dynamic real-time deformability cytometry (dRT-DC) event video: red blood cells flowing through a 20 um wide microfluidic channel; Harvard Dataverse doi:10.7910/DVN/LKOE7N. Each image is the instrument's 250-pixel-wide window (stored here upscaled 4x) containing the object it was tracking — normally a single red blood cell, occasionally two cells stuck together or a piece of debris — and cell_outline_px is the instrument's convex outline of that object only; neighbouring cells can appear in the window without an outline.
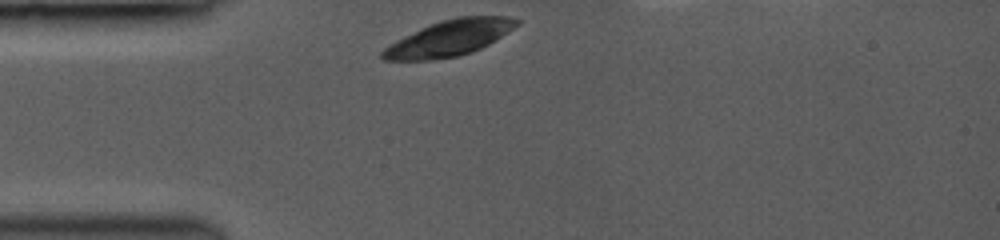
{"species": "common noctule bat (a hibernating species)", "species_latin": "Nyctalus noctula", "temperature_condition": "room temperature", "stored_images_in_passage": 7, "camera_frame_rate_fps": 3000, "um_per_image_px": 0.085, "animal": {"sex": "female", "body_mass_g": 19.0, "forearm_length_mm": 53.3}, "frame": {"image": 1, "passage_image": 1, "time_ms": 0.0, "image_size_px": [1000, 240], "cell_outline_px": [[520, 24], [496, 40], [472, 52], [456, 56], [432, 60], [384, 60], [380, 56], [380, 52], [384, 48], [396, 40], [404, 36], [440, 20], [460, 16], [508, 16], [520, 20]], "centroid_in_image_um": [38.21, 3.23], "position_along_channel_um": 46.8, "area_um2": 27.86}}